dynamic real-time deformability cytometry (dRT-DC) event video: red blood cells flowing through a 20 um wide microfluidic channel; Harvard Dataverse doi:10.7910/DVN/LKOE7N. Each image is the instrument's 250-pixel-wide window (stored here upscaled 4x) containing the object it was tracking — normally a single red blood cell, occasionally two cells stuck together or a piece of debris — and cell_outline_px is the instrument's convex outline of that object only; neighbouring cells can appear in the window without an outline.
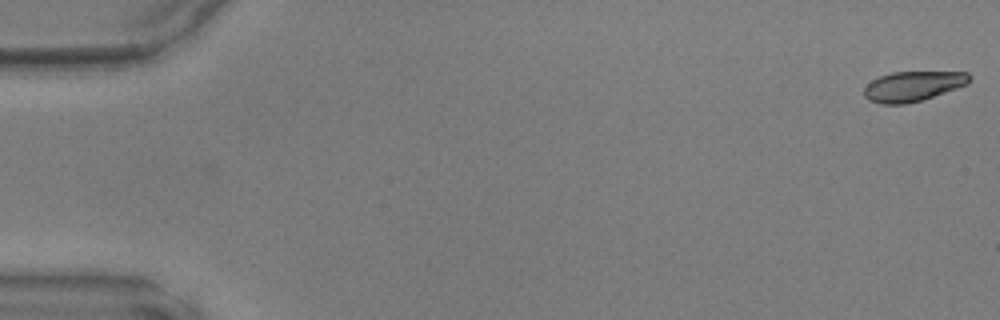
{"species": "common noctule bat (a hibernating species)", "species_latin": "Nyctalus noctula", "temperature_condition": "warm", "stored_images_in_passage": 13, "camera_frame_rate_fps": 3000, "um_per_image_px": 0.085, "animal": {"sex": "male", "body_mass_g": 17.9, "forearm_length_mm": 54.2}, "frame": {"image": 1, "passage_image": 1, "time_ms": 0.0, "image_size_px": [1000, 320], "cell_outline_px": [[972, 80], [968, 84], [920, 100], [904, 104], [880, 104], [868, 100], [864, 96], [864, 88], [872, 80], [880, 76], [892, 72], [968, 72], [972, 76]], "centroid_in_image_um": [77.6, 7.32], "position_along_channel_um": 7.4, "area_um2": 18.32}}
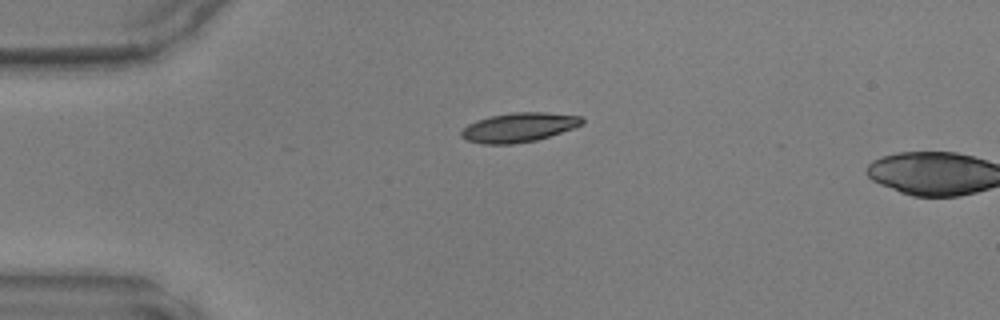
{"frame": {"image": 2, "passage_image": 12, "time_ms": 3.667, "image_size_px": [1000, 320], "cell_outline_px": [[584, 124], [536, 140], [512, 144], [484, 144], [468, 140], [460, 136], [460, 132], [468, 124], [476, 120], [492, 116], [512, 112], [548, 112], [580, 116], [584, 120]], "centroid_in_image_um": [44.09, 10.82], "position_along_channel_um": 40.9, "area_um2": 20.46}}